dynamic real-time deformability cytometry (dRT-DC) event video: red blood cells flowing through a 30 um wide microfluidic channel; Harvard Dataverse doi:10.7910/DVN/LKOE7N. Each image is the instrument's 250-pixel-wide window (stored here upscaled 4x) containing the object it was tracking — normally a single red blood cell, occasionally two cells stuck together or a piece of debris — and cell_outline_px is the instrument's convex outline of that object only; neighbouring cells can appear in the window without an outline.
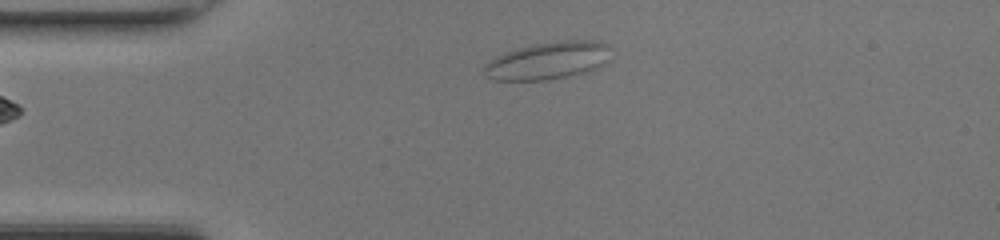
{"species": "common noctule bat (a hibernating species)", "species_latin": "Nyctalus noctula", "temperature_condition": "room temperature", "stored_images_in_passage": 39, "camera_frame_rate_fps": 3000, "um_per_image_px": 0.085, "animal": {"sex": "female", "body_mass_g": 17.0, "forearm_length_mm": 48.0}, "frame": {"image": 1, "passage_image": 2, "time_ms": 0.333, "image_size_px": [1000, 240], "cell_outline_px": [[612, 60], [604, 64], [580, 72], [564, 76], [544, 80], [492, 80], [484, 76], [484, 64], [488, 60], [504, 52], [536, 44], [564, 40], [596, 40], [608, 44]], "centroid_in_image_um": [46.56, 5.14], "position_along_channel_um": 38.4, "area_um2": 27.51}}
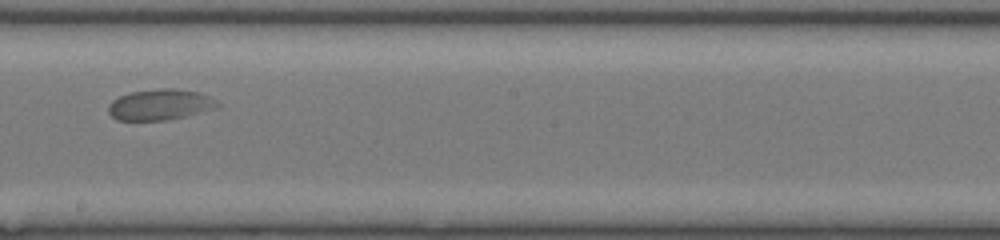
{"frame": {"image": 2, "passage_image": 18, "time_ms": 5.667, "image_size_px": [1000, 240], "cell_outline_px": [[220, 108], [168, 120], [116, 120], [108, 112], [108, 104], [112, 100], [120, 96], [132, 92], [160, 88], [176, 88], [200, 92], [216, 100], [220, 104]], "centroid_in_image_um": [13.64, 8.89], "position_along_channel_um": 234.6, "area_um2": 19.83}}
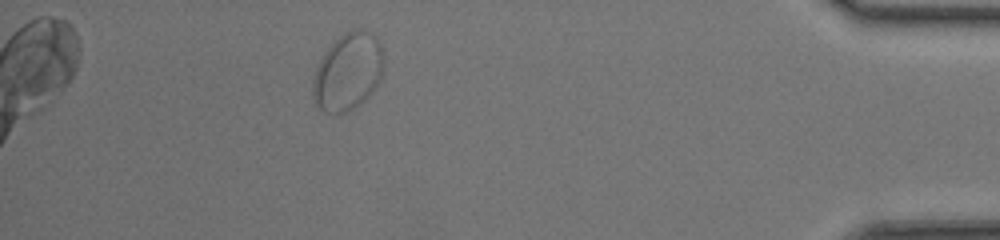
{"frame": {"image": 3, "passage_image": 34, "time_ms": 11.0, "image_size_px": [1000, 240], "cell_outline_px": [[384, 68], [380, 80], [368, 96], [360, 104], [348, 112], [324, 112], [312, 100], [312, 80], [316, 68], [324, 52], [344, 32], [352, 28], [360, 28], [372, 32], [380, 40], [384, 52]], "centroid_in_image_um": [29.6, 6.06], "position_along_channel_um": 405.6, "area_um2": 32.48}}